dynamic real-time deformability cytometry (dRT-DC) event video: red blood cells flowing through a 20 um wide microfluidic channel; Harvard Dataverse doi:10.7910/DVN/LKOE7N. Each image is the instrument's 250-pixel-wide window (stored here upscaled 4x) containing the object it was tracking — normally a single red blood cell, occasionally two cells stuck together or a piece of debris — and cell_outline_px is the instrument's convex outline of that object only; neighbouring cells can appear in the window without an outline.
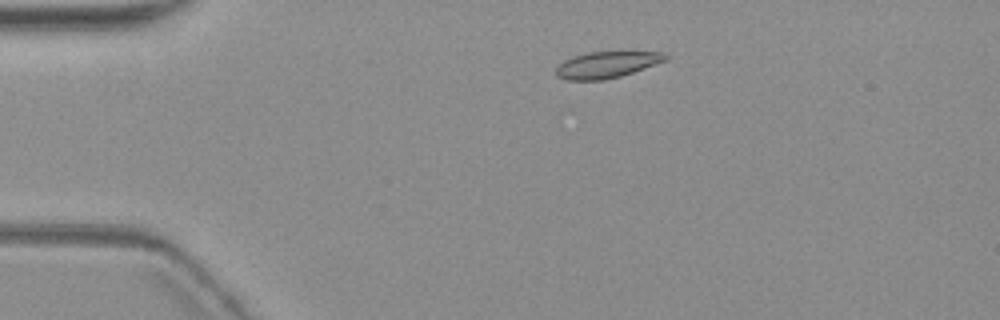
{"species": "common noctule bat (a hibernating species)", "species_latin": "Nyctalus noctula", "temperature_condition": "warm", "stored_images_in_passage": 5, "camera_frame_rate_fps": 3000, "um_per_image_px": 0.085, "animal": {"sex": "female", "body_mass_g": 19.3, "forearm_length_mm": 54.1}, "frame": {"image": 1, "passage_image": 2, "time_ms": 1.0, "image_size_px": [1000, 320], "cell_outline_px": [[668, 60], [620, 76], [604, 80], [568, 80], [556, 76], [556, 68], [564, 60], [572, 56], [588, 52], [664, 52], [668, 56]], "centroid_in_image_um": [51.56, 5.5], "position_along_channel_um": 33.4, "area_um2": 16.76}}
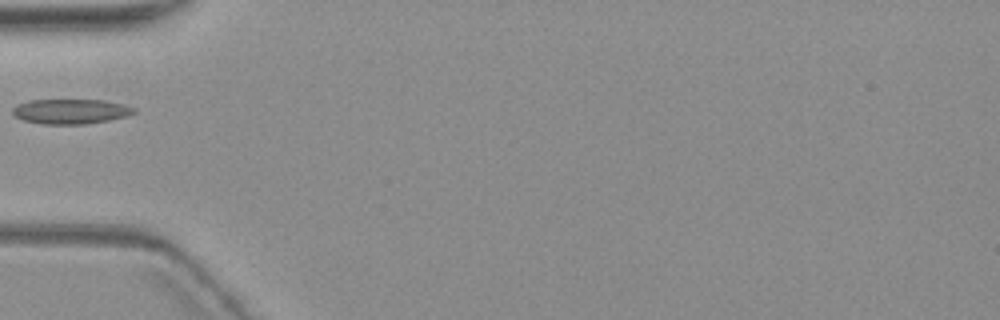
{"frame": {"image": 2, "passage_image": 4, "time_ms": 3.667, "image_size_px": [1000, 320], "cell_outline_px": [[136, 112], [128, 116], [108, 120], [84, 124], [44, 124], [24, 120], [16, 116], [12, 112], [12, 108], [16, 104], [28, 100], [104, 100], [124, 104], [136, 108]], "centroid_in_image_um": [6.02, 9.46], "position_along_channel_um": 79.0, "area_um2": 17.63}}
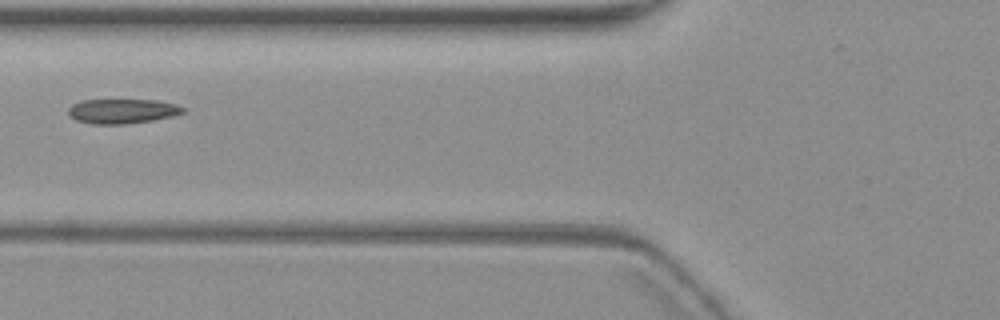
{"frame": {"image": 3, "passage_image": 5, "time_ms": 4.667, "image_size_px": [1000, 320], "cell_outline_px": [[184, 112], [172, 116], [152, 120], [124, 124], [92, 124], [76, 120], [68, 112], [68, 108], [72, 104], [80, 100], [160, 100], [176, 104], [184, 108]], "centroid_in_image_um": [10.39, 9.44], "position_along_channel_um": 115.4, "area_um2": 16.42}}